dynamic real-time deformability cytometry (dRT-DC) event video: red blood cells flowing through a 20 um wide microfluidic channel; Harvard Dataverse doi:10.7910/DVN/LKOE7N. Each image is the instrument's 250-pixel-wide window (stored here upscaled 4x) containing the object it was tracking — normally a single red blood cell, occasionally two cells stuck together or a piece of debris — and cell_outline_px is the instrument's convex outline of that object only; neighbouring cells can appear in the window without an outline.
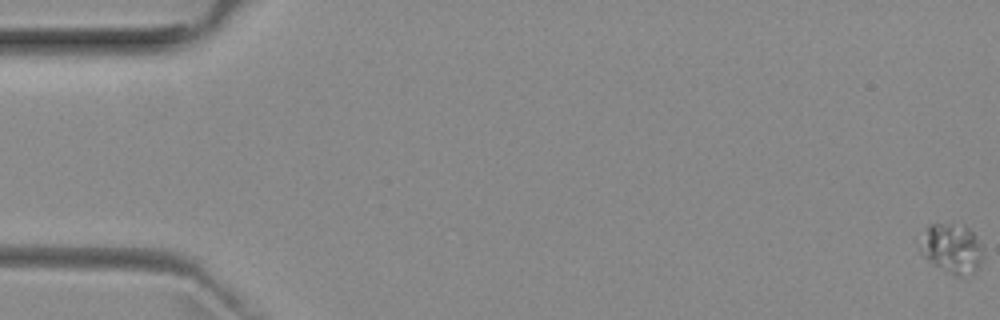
{"species": "common noctule bat (a hibernating species)", "species_latin": "Nyctalus noctula", "temperature_condition": "room temperature", "stored_images_in_passage": 55, "camera_frame_rate_fps": 3000, "um_per_image_px": 0.085, "animal": {"sex": "female", "body_mass_g": 29.2, "forearm_length_mm": 56.3}, "frame": {"image": 1, "passage_image": 1, "time_ms": 0.0, "image_size_px": [1000, 320], "cell_outline_px": [[984, 256], [980, 268], [972, 276], [956, 276], [932, 264], [920, 252], [920, 248], [928, 228], [932, 224], [964, 224], [976, 236], [984, 252]], "centroid_in_image_um": [81.0, 21.17], "position_along_channel_um": 4.0, "area_um2": 18.26}}
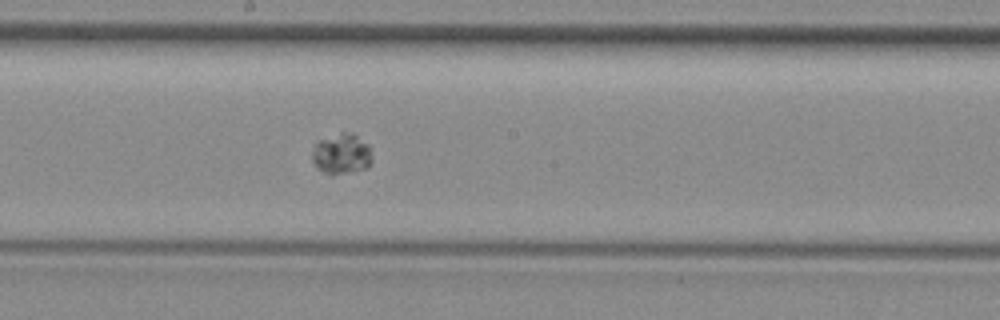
{"frame": {"image": 2, "passage_image": 30, "time_ms": 9.667, "image_size_px": [1000, 320], "cell_outline_px": [[372, 160], [368, 168], [332, 176], [316, 168], [312, 160], [312, 152], [316, 140], [340, 132], [352, 132], [368, 144]], "centroid_in_image_um": [29.0, 13.08], "position_along_channel_um": 219.2, "area_um2": 14.51}}
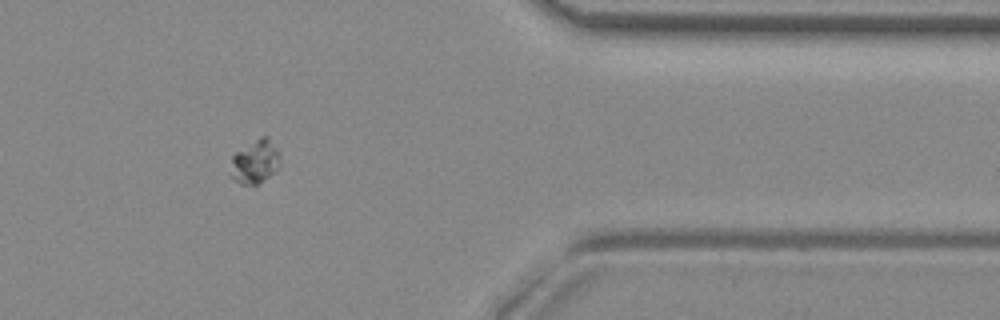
{"frame": {"image": 3, "passage_image": 45, "time_ms": 14.667, "image_size_px": [1000, 320], "cell_outline_px": [[280, 168], [276, 172], [256, 184], [240, 184], [228, 176], [232, 156], [236, 152], [260, 136], [268, 136], [280, 152]], "centroid_in_image_um": [21.69, 13.75], "position_along_channel_um": 389.7, "area_um2": 12.95}, "authors_computed_cell_mechanics": {"area_um2": 14.2188, "velocity_mm_per_s": 3.8952, "shape_relaxation_time_tau1_ms": 0.7682, "shape_relaxation_time_tau2_ms": null, "deformation_change_tau1": 0.0342, "deformation_change_tau2": null}}